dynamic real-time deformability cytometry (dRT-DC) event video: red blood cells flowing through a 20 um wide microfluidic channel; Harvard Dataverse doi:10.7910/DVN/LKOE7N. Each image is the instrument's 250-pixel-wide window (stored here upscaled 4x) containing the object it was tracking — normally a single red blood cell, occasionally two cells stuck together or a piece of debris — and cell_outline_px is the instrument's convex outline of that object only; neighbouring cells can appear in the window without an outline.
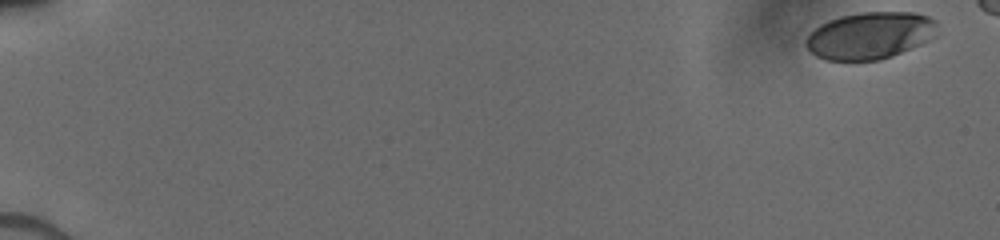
{"species": "human", "species_latin": "Homo sapiens", "temperature_condition": "cold", "stored_images_in_passage": 9, "camera_frame_rate_fps": 3000, "um_per_image_px": 0.085, "donor": {"sex": "male"}, "frame": {"image": 1, "passage_image": 1, "time_ms": 0.0, "image_size_px": [1000, 240], "cell_outline_px": [[936, 24], [928, 40], [920, 44], [892, 56], [880, 60], [824, 60], [816, 56], [804, 44], [804, 40], [820, 24], [828, 20], [840, 16], [860, 12], [912, 12], [928, 16], [936, 20]], "centroid_in_image_um": [73.89, 3.01], "position_along_channel_um": 11.1, "area_um2": 35.66}}
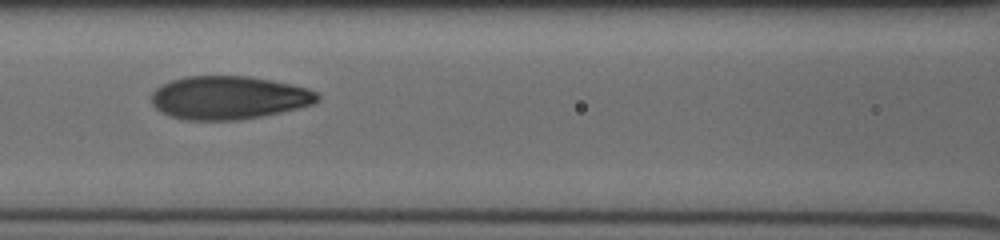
{"frame": {"image": 2, "passage_image": 8, "time_ms": 8.0, "image_size_px": [1000, 240], "cell_outline_px": [[320, 100], [312, 104], [280, 112], [240, 120], [180, 120], [168, 116], [160, 112], [152, 104], [152, 92], [156, 88], [172, 80], [184, 76], [252, 76], [308, 88], [316, 92], [320, 96]], "centroid_in_image_um": [19.41, 8.31], "position_along_channel_um": 147.2, "area_um2": 41.96}}
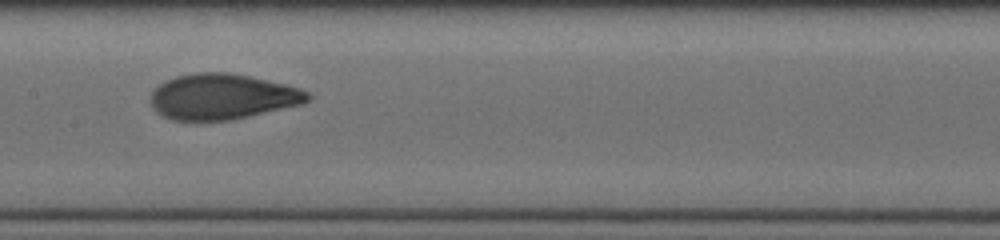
{"frame": {"image": 3, "passage_image": 9, "time_ms": 9.0, "image_size_px": [1000, 240], "cell_outline_px": [[312, 96], [308, 100], [300, 104], [232, 120], [172, 120], [160, 116], [152, 108], [148, 100], [152, 92], [160, 84], [176, 76], [196, 72], [228, 72], [248, 76], [284, 84], [300, 88], [308, 92]], "centroid_in_image_um": [18.84, 8.22], "position_along_channel_um": 188.6, "area_um2": 41.67}}